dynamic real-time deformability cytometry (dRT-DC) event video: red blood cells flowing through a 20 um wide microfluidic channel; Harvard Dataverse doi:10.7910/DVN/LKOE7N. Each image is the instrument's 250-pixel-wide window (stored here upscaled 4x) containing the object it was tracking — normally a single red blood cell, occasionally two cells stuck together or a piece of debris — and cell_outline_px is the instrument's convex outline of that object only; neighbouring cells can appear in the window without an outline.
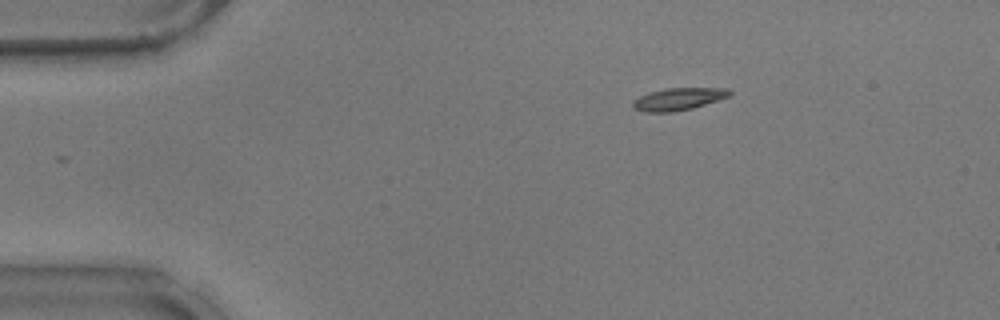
{"species": "common noctule bat (a hibernating species)", "species_latin": "Nyctalus noctula", "temperature_condition": "warm", "stored_images_in_passage": 46, "camera_frame_rate_fps": 3000, "um_per_image_px": 0.085, "animal": {"sex": "male", "body_mass_g": 17.9}, "frame": {"image": 1, "passage_image": 1, "time_ms": 0.0, "image_size_px": [1000, 320], "cell_outline_px": [[732, 92], [728, 96], [692, 108], [672, 112], [648, 112], [632, 108], [632, 104], [640, 96], [648, 92], [668, 88], [728, 88]], "centroid_in_image_um": [57.64, 8.41], "position_along_channel_um": 27.4, "area_um2": 12.31}}
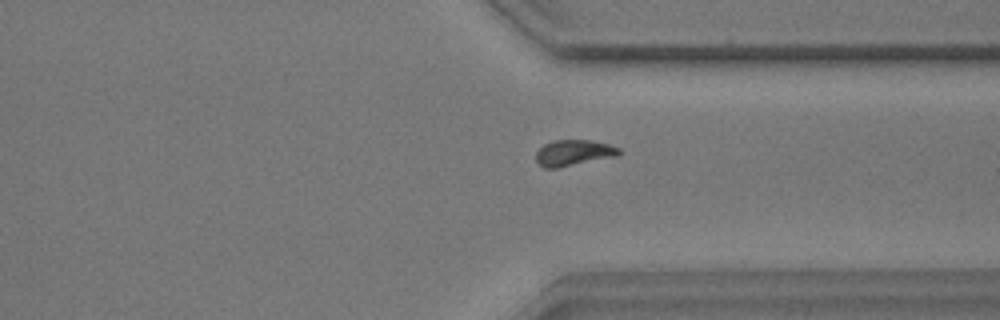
{"frame": {"image": 2, "passage_image": 33, "time_ms": 10.667, "image_size_px": [1000, 320], "cell_outline_px": [[620, 152], [616, 156], [556, 168], [544, 168], [536, 160], [536, 152], [544, 144], [552, 140], [592, 140], [608, 144], [620, 148]], "centroid_in_image_um": [48.74, 12.97], "position_along_channel_um": 362.7, "area_um2": 12.43}}
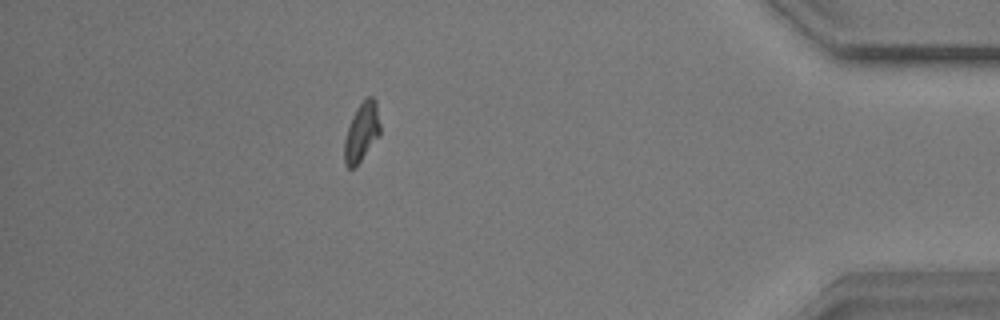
{"frame": {"image": 3, "passage_image": 40, "time_ms": 13.0, "image_size_px": [1000, 320], "cell_outline_px": [[380, 136], [360, 160], [352, 168], [348, 168], [344, 164], [344, 140], [352, 116], [356, 108], [368, 96], [372, 96], [376, 100], [380, 124]], "centroid_in_image_um": [30.75, 11.21], "position_along_channel_um": 404.5, "area_um2": 12.2}}